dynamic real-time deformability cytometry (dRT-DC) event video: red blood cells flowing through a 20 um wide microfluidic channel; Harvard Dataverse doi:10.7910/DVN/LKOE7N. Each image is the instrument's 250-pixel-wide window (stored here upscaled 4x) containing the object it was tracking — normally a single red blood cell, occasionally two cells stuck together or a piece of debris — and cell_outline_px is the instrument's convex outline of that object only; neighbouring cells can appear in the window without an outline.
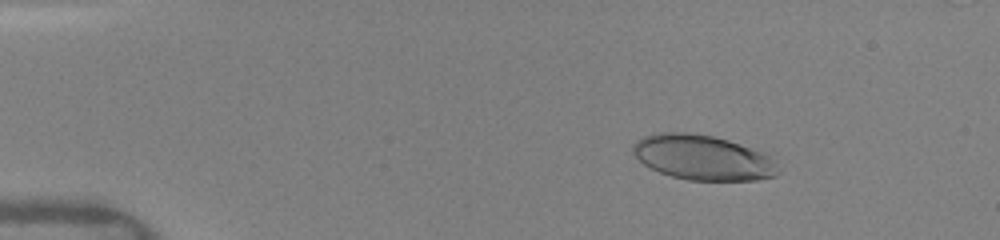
{"species": "human", "species_latin": "Homo sapiens", "temperature_condition": "warm", "stored_images_in_passage": 67, "camera_frame_rate_fps": 3000, "um_per_image_px": 0.085, "donor": {"sex": "female"}, "frame": {"image": 1, "passage_image": 9, "time_ms": 2.0, "image_size_px": [1000, 240], "cell_outline_px": [[780, 172], [776, 176], [756, 180], [688, 180], [672, 176], [660, 172], [644, 164], [632, 152], [632, 144], [636, 140], [644, 136], [660, 132], [688, 132], [712, 136], [728, 140], [740, 144], [760, 152], [768, 156], [780, 168]], "centroid_in_image_um": [59.72, 13.39], "position_along_channel_um": 25.3, "area_um2": 37.86}}
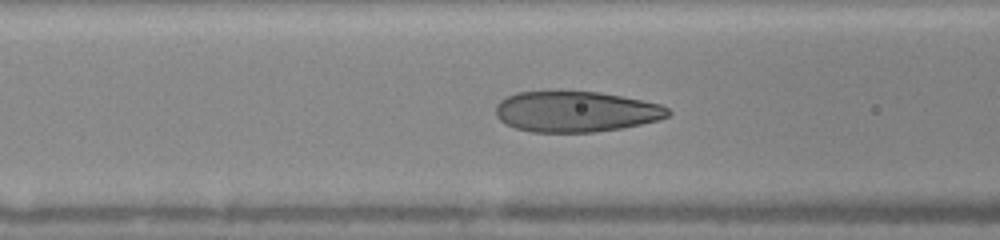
{"frame": {"image": 2, "passage_image": 36, "time_ms": 6.333, "image_size_px": [1000, 240], "cell_outline_px": [[672, 112], [668, 116], [660, 120], [620, 128], [596, 132], [532, 132], [516, 128], [504, 124], [496, 116], [496, 104], [500, 100], [516, 92], [600, 92], [660, 104], [668, 108]], "centroid_in_image_um": [48.93, 9.5], "position_along_channel_um": 117.7, "area_um2": 40.75}}
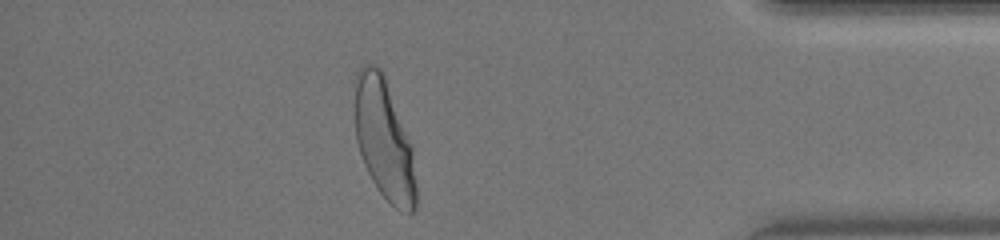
{"frame": {"image": 3, "passage_image": 63, "time_ms": 14.0, "image_size_px": [1000, 240], "cell_outline_px": [[416, 208], [412, 212], [400, 212], [380, 192], [372, 180], [364, 164], [356, 140], [356, 72], [364, 64], [372, 64], [380, 68], [384, 76], [412, 144], [416, 184]], "centroid_in_image_um": [32.67, 11.88], "position_along_channel_um": 402.5, "area_um2": 42.6}}